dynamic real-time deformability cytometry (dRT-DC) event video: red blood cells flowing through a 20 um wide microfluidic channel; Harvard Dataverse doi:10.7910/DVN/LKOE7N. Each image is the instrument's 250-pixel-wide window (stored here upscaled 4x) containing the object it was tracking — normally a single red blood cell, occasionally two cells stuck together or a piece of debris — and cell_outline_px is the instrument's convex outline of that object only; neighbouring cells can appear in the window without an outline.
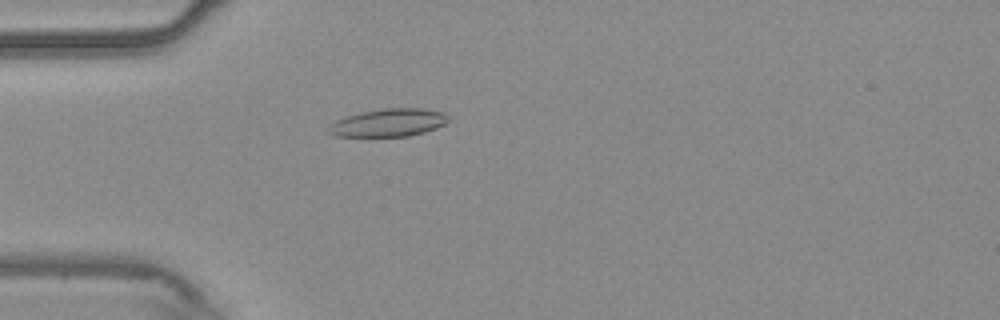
{"species": "common noctule bat (a hibernating species)", "species_latin": "Nyctalus noctula", "temperature_condition": "warm", "stored_images_in_passage": 52, "camera_frame_rate_fps": 3000, "um_per_image_px": 0.085, "animal": {"sex": "male", "body_mass_g": 20.4}, "frame": {"image": 1, "passage_image": 13, "time_ms": 4.0, "image_size_px": [1000, 320], "cell_outline_px": [[452, 120], [436, 128], [424, 132], [408, 136], [336, 136], [328, 132], [328, 124], [336, 120], [360, 112], [384, 108], [420, 108], [444, 112]], "centroid_in_image_um": [33.04, 10.42], "position_along_channel_um": 52.0, "area_um2": 19.48}}
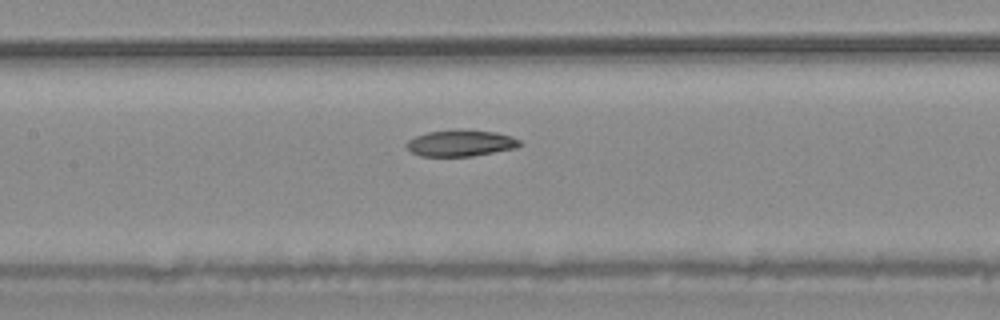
{"frame": {"image": 2, "passage_image": 23, "time_ms": 7.333, "image_size_px": [1000, 320], "cell_outline_px": [[524, 144], [516, 148], [472, 156], [420, 156], [412, 152], [404, 144], [408, 140], [416, 136], [428, 132], [460, 128], [496, 132], [520, 140]], "centroid_in_image_um": [39.16, 12.15], "position_along_channel_um": 168.2, "area_um2": 17.57}}
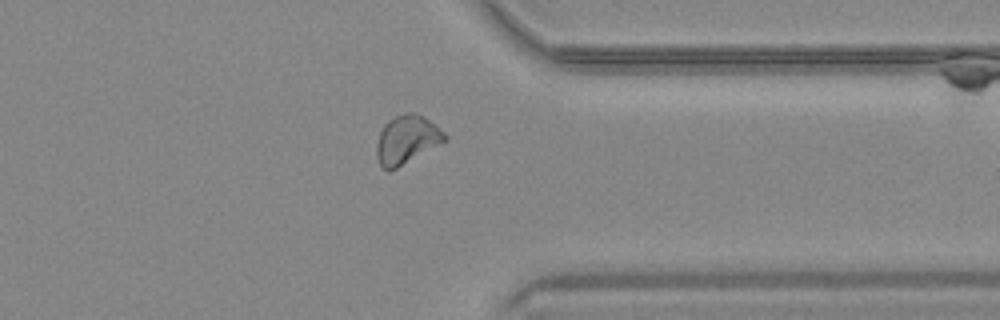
{"frame": {"image": 3, "passage_image": 40, "time_ms": 13.0, "image_size_px": [1000, 320], "cell_outline_px": [[448, 140], [396, 168], [388, 172], [380, 164], [376, 156], [376, 144], [380, 132], [384, 124], [388, 120], [396, 116], [408, 112], [412, 112], [428, 120], [444, 132], [448, 136]], "centroid_in_image_um": [34.56, 11.88], "position_along_channel_um": 376.8, "area_um2": 19.02}, "authors_computed_cell_mechanics": {"area_um2": 18.6983, "velocity_mm_per_s": 3.7579, "shape_relaxation_time_tau1_ms": 5.0212, "shape_relaxation_time_tau2_ms": 5.1387, "deformation_change_tau1": 0.1123, "deformation_change_tau2": 0.105}}